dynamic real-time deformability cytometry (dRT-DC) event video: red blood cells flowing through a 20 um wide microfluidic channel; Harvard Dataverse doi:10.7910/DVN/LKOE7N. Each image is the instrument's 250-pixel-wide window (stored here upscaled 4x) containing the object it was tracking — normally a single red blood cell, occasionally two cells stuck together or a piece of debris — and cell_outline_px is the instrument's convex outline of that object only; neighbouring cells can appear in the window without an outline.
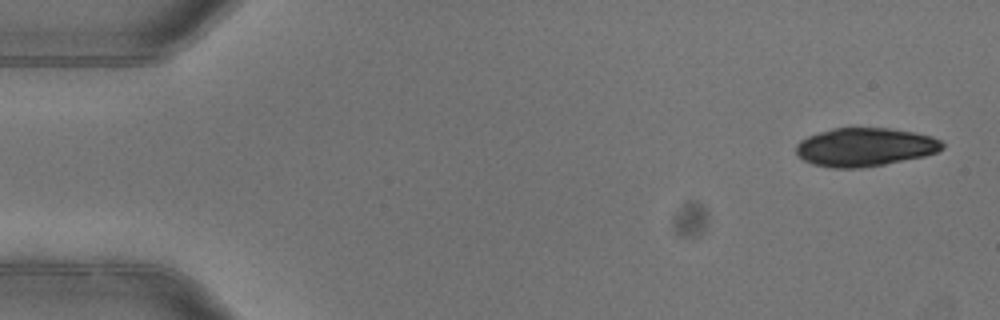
{"species": "common noctule bat (a hibernating species)", "species_latin": "Nyctalus noctula", "temperature_condition": "warm", "stored_images_in_passage": 5, "camera_frame_rate_fps": 3000, "um_per_image_px": 0.085, "animal": {"sex": "female"}, "frame": {"image": 1, "passage_image": 1, "time_ms": 0.0, "image_size_px": [1000, 320], "cell_outline_px": [[944, 148], [936, 152], [924, 156], [884, 164], [860, 168], [832, 168], [812, 164], [804, 160], [796, 152], [796, 144], [800, 140], [808, 136], [832, 128], [888, 128], [916, 132], [932, 136], [940, 140], [944, 144]], "centroid_in_image_um": [73.52, 12.5], "position_along_channel_um": 11.5, "area_um2": 32.77}}